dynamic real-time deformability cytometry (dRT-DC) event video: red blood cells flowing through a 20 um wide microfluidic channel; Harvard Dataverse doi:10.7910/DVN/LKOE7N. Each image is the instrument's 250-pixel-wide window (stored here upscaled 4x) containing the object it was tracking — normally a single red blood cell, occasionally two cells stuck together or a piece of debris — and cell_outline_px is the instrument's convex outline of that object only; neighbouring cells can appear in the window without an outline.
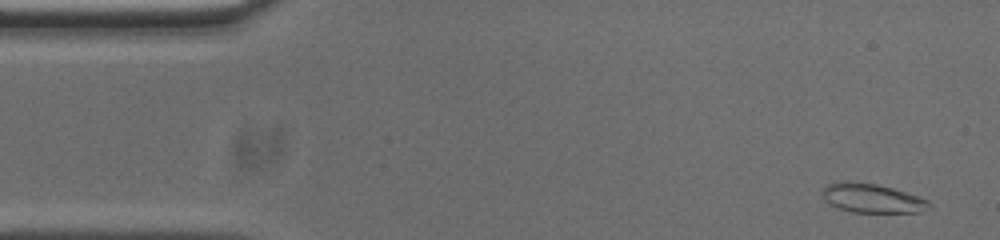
{"species": "common noctule bat (a hibernating species)", "species_latin": "Nyctalus noctula", "temperature_condition": "cold", "stored_images_in_passage": 53, "camera_frame_rate_fps": 3000, "um_per_image_px": 0.085, "animal": {"sex": "male", "body_mass_g": 20.0, "forearm_length_mm": 53.3}, "frame": {"image": 1, "passage_image": 2, "time_ms": 0.333, "image_size_px": [1000, 240], "cell_outline_px": [[932, 208], [920, 212], [852, 212], [828, 204], [824, 200], [820, 192], [824, 184], [848, 180], [876, 184], [892, 188], [928, 200], [932, 204]], "centroid_in_image_um": [74.07, 16.84], "position_along_channel_um": 10.9, "area_um2": 18.32}}
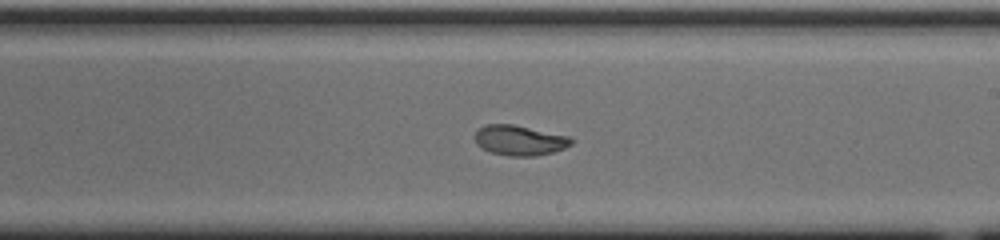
{"frame": {"image": 2, "passage_image": 29, "time_ms": 9.333, "image_size_px": [1000, 240], "cell_outline_px": [[572, 144], [564, 148], [552, 152], [536, 156], [508, 156], [488, 152], [480, 148], [476, 144], [472, 136], [484, 124], [512, 124], [568, 136], [572, 140]], "centroid_in_image_um": [44.09, 11.94], "position_along_channel_um": 244.9, "area_um2": 17.05}}
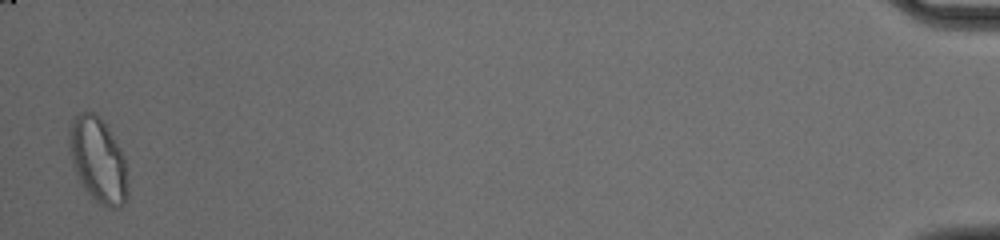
{"frame": {"image": 3, "passage_image": 52, "time_ms": 17.0, "image_size_px": [1000, 240], "cell_outline_px": [[128, 196], [124, 204], [120, 208], [108, 208], [100, 204], [80, 184], [68, 148], [68, 132], [72, 120], [80, 112], [92, 112], [104, 124], [124, 156], [128, 188]], "centroid_in_image_um": [8.32, 13.66], "position_along_channel_um": 426.9, "area_um2": 28.61}, "authors_computed_cell_mechanics": {"area_um2": 18.0914, "velocity_mm_per_s": 3.7227, "shape_relaxation_time_tau1_ms": 7.2278, "shape_relaxation_time_tau2_ms": 0.816, "deformation_change_tau1": 0.2414, "deformation_change_tau2": 0.0512}}